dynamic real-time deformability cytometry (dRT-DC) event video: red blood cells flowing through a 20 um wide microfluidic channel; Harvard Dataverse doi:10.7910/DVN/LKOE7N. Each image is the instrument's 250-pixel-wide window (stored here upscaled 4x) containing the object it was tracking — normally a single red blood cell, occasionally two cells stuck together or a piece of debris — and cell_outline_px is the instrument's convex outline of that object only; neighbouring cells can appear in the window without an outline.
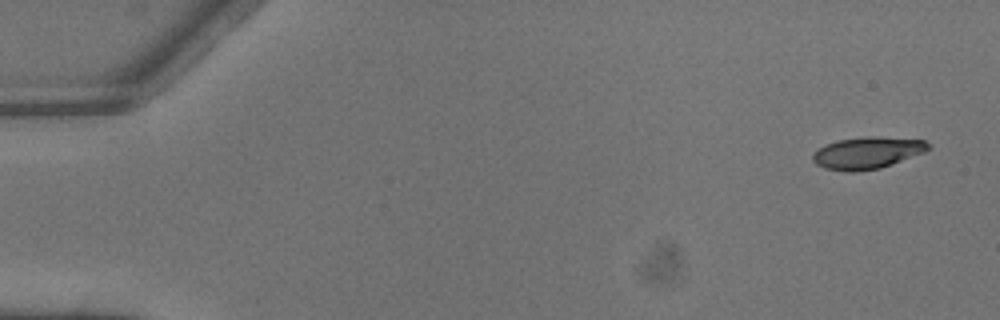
{"species": "common noctule bat (a hibernating species)", "species_latin": "Nyctalus noctula", "temperature_condition": "warm", "stored_images_in_passage": 5, "camera_frame_rate_fps": 3000, "um_per_image_px": 0.085, "animal": {"sex": "male", "body_mass_g": 13.3}, "frame": {"image": 1, "passage_image": 1, "time_ms": 0.0, "image_size_px": [1000, 320], "cell_outline_px": [[932, 148], [924, 152], [892, 164], [880, 168], [856, 172], [848, 172], [824, 168], [816, 164], [812, 160], [812, 156], [824, 144], [836, 140], [872, 136], [876, 136], [924, 140]], "centroid_in_image_um": [73.71, 12.99], "position_along_channel_um": 11.3, "area_um2": 21.44}}
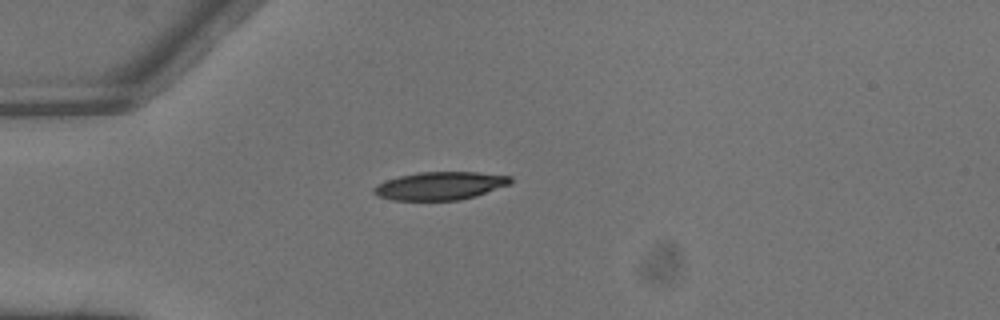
{"frame": {"image": 2, "passage_image": 4, "time_ms": 1.0, "image_size_px": [1000, 320], "cell_outline_px": [[512, 184], [476, 196], [460, 200], [392, 200], [376, 196], [372, 192], [372, 188], [376, 184], [384, 180], [416, 172], [476, 172], [512, 176]], "centroid_in_image_um": [37.39, 15.79], "position_along_channel_um": 47.6, "area_um2": 22.66}}